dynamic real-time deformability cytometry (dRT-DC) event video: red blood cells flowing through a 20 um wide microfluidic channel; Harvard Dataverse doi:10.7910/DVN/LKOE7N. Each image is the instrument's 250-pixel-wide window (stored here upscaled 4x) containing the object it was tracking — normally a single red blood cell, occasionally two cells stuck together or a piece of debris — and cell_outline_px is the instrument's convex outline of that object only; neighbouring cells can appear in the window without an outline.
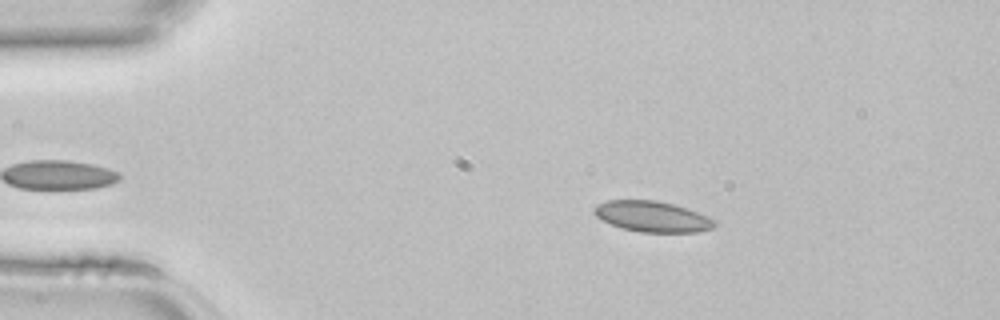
{"species": "common noctule bat (a hibernating species)", "species_latin": "Nyctalus noctula", "temperature_condition": "room temperature", "stored_images_in_passage": 38, "camera_frame_rate_fps": 3000, "um_per_image_px": 0.085, "animal": {"sex": "female", "body_mass_g": 22.7, "forearm_length_mm": 54.2}, "frame": {"image": 1, "passage_image": 7, "time_ms": 2.0, "image_size_px": [1000, 320], "cell_outline_px": [[716, 224], [712, 228], [696, 232], [640, 232], [620, 228], [596, 216], [592, 212], [592, 208], [596, 204], [608, 200], [656, 200], [688, 208], [708, 216], [716, 220]], "centroid_in_image_um": [55.43, 18.4], "position_along_channel_um": 29.6, "area_um2": 21.68}}
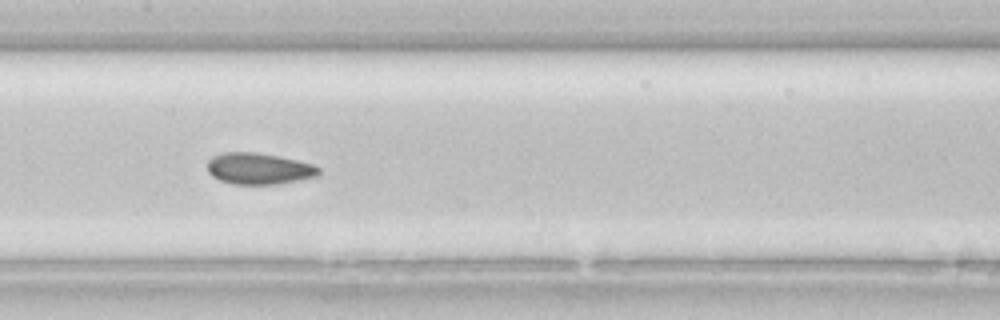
{"frame": {"image": 2, "passage_image": 21, "time_ms": 6.667, "image_size_px": [1000, 320], "cell_outline_px": [[320, 172], [316, 176], [276, 184], [232, 184], [220, 180], [212, 176], [208, 172], [208, 160], [212, 156], [224, 152], [256, 152], [280, 156], [312, 164], [320, 168]], "centroid_in_image_um": [21.97, 14.32], "position_along_channel_um": 185.4, "area_um2": 20.29}}
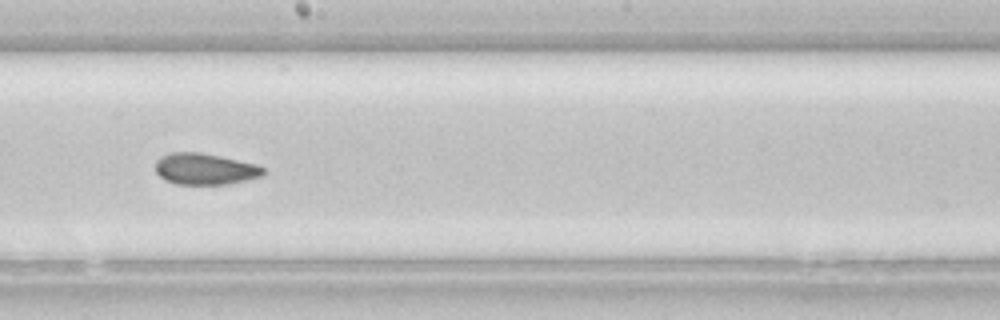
{"frame": {"image": 3, "passage_image": 24, "time_ms": 7.667, "image_size_px": [1000, 320], "cell_outline_px": [[268, 172], [264, 176], [228, 184], [176, 184], [164, 180], [156, 172], [156, 160], [160, 156], [172, 152], [200, 152], [220, 156], [256, 164], [264, 168]], "centroid_in_image_um": [17.44, 14.36], "position_along_channel_um": 230.8, "area_um2": 19.88}}